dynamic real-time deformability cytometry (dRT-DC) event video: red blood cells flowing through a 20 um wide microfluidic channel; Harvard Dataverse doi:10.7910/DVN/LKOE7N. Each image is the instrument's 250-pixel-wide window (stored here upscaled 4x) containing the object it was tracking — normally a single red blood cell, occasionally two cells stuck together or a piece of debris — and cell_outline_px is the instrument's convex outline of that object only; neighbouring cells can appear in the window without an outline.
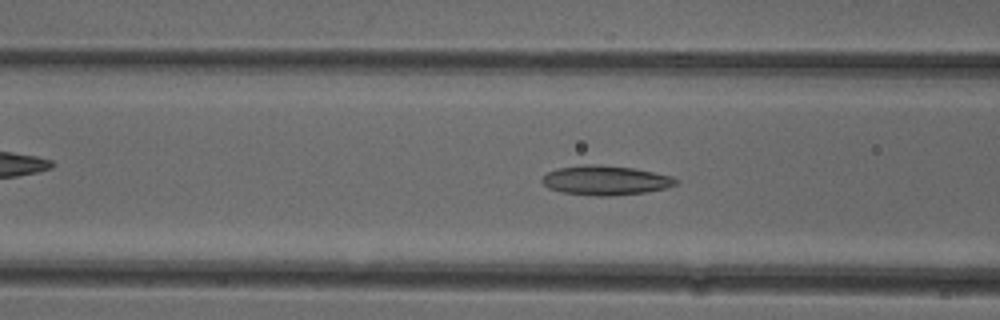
{"species": "common noctule bat (a hibernating species)", "species_latin": "Nyctalus noctula", "temperature_condition": "cold", "stored_images_in_passage": 48, "camera_frame_rate_fps": 3000, "um_per_image_px": 0.085, "animal": {"sex": "female"}, "frame": {"image": 1, "passage_image": 19, "time_ms": 6.0, "image_size_px": [1000, 320], "cell_outline_px": [[680, 180], [676, 184], [664, 188], [644, 192], [612, 196], [596, 196], [560, 192], [548, 188], [540, 180], [548, 172], [556, 168], [584, 164], [596, 164], [636, 168], [672, 176]], "centroid_in_image_um": [51.45, 15.32], "position_along_channel_um": 115.1, "area_um2": 23.12}}
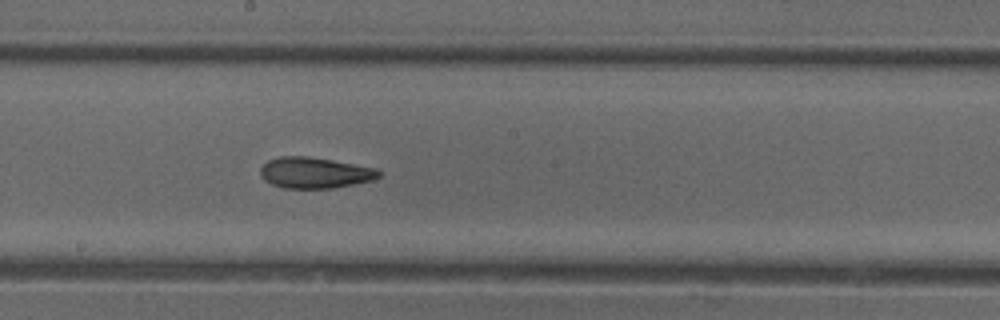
{"frame": {"image": 2, "passage_image": 27, "time_ms": 8.667, "image_size_px": [1000, 320], "cell_outline_px": [[384, 172], [380, 176], [372, 180], [332, 188], [284, 188], [272, 184], [264, 180], [260, 176], [260, 168], [268, 160], [280, 156], [308, 156], [332, 160], [376, 168]], "centroid_in_image_um": [26.75, 14.68], "position_along_channel_um": 221.5, "area_um2": 21.39}}
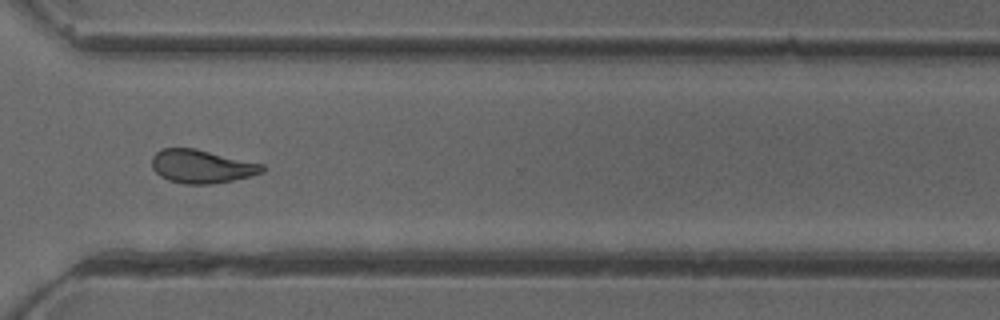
{"frame": {"image": 3, "passage_image": 37, "time_ms": 12.0, "image_size_px": [1000, 320], "cell_outline_px": [[264, 172], [232, 180], [208, 184], [184, 184], [168, 180], [160, 176], [152, 168], [152, 156], [160, 148], [196, 148], [264, 164]], "centroid_in_image_um": [17.11, 14.13], "position_along_channel_um": 353.5, "area_um2": 21.5}, "authors_computed_cell_mechanics": {"area_um2": 21.8484, "velocity_mm_per_s": 3.9794, "shape_relaxation_time_tau1_ms": null, "shape_relaxation_time_tau2_ms": 2.8202, "deformation_change_tau1": null, "deformation_change_tau2": 0.1039}}